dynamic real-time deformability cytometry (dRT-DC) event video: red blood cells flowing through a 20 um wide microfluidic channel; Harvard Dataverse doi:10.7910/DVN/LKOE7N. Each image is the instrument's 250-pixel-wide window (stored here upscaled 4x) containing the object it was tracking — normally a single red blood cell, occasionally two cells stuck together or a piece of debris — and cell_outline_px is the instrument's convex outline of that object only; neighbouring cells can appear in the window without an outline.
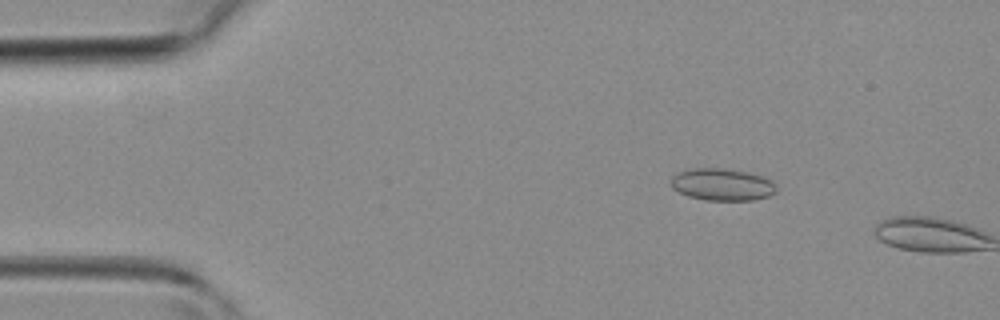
{"species": "common noctule bat (a hibernating species)", "species_latin": "Nyctalus noctula", "temperature_condition": "room temperature", "stored_images_in_passage": 5, "camera_frame_rate_fps": 3000, "um_per_image_px": 0.085, "animal": {"sex": "female", "body_mass_g": 19.3, "forearm_length_mm": 54.1}, "frame": {"image": 1, "passage_image": 4, "time_ms": 1.0, "image_size_px": [1000, 320], "cell_outline_px": [[776, 192], [768, 196], [752, 200], [704, 200], [688, 196], [672, 188], [672, 176], [676, 172], [688, 168], [724, 168], [748, 172], [772, 180], [776, 184]], "centroid_in_image_um": [61.37, 15.67], "position_along_channel_um": 23.6, "area_um2": 19.83}}